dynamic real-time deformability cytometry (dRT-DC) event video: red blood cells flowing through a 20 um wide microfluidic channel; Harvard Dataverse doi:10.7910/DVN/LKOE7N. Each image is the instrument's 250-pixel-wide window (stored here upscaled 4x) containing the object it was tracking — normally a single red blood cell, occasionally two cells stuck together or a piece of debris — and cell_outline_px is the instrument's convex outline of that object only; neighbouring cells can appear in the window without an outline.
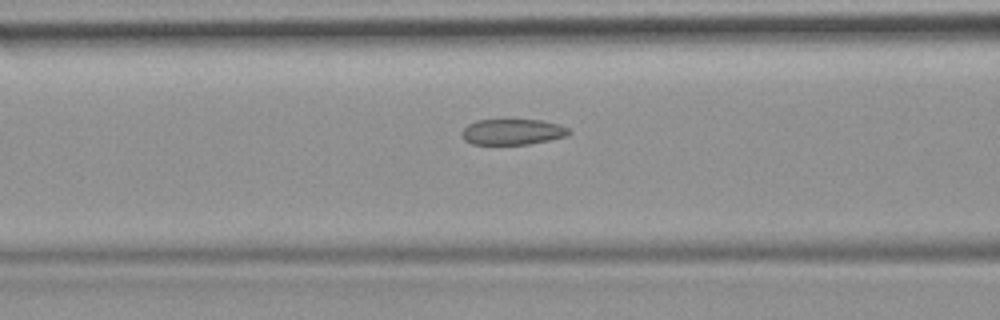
{"species": "common noctule bat (a hibernating species)", "species_latin": "Nyctalus noctula", "temperature_condition": "room temperature", "stored_images_in_passage": 35, "camera_frame_rate_fps": 3000, "um_per_image_px": 0.085, "animal": {"sex": "female", "body_mass_g": 19.9}, "frame": {"image": 1, "passage_image": 11, "time_ms": 3.333, "image_size_px": [1000, 320], "cell_outline_px": [[572, 132], [568, 136], [528, 144], [472, 144], [464, 140], [460, 132], [468, 124], [476, 120], [544, 120], [560, 124], [568, 128]], "centroid_in_image_um": [43.58, 11.2], "position_along_channel_um": 123.0, "area_um2": 16.18}}
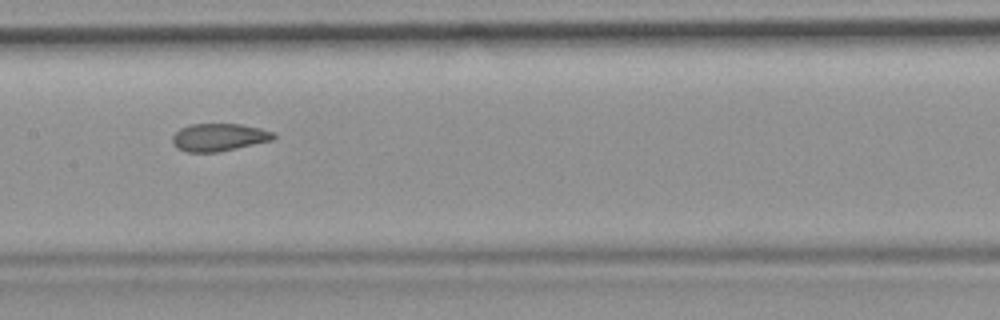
{"frame": {"image": 2, "passage_image": 16, "time_ms": 5.0, "image_size_px": [1000, 320], "cell_outline_px": [[276, 136], [272, 140], [220, 152], [188, 152], [176, 148], [172, 144], [172, 136], [180, 128], [188, 124], [240, 124], [260, 128], [272, 132]], "centroid_in_image_um": [18.57, 11.67], "position_along_channel_um": 188.8, "area_um2": 16.36}}